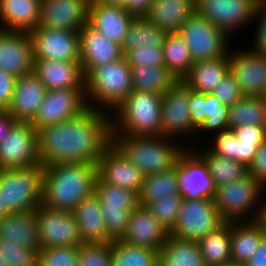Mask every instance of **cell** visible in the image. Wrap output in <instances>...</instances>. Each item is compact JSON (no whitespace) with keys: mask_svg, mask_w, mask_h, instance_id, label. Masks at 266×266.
Masks as SVG:
<instances>
[{"mask_svg":"<svg viewBox=\"0 0 266 266\" xmlns=\"http://www.w3.org/2000/svg\"><path fill=\"white\" fill-rule=\"evenodd\" d=\"M38 157L49 164H96L112 143L111 115L88 107L75 118L37 131Z\"/></svg>","mask_w":266,"mask_h":266,"instance_id":"1","label":"cell"},{"mask_svg":"<svg viewBox=\"0 0 266 266\" xmlns=\"http://www.w3.org/2000/svg\"><path fill=\"white\" fill-rule=\"evenodd\" d=\"M96 179V164L44 166L41 204L50 209L73 211L83 199L94 193Z\"/></svg>","mask_w":266,"mask_h":266,"instance_id":"2","label":"cell"},{"mask_svg":"<svg viewBox=\"0 0 266 266\" xmlns=\"http://www.w3.org/2000/svg\"><path fill=\"white\" fill-rule=\"evenodd\" d=\"M163 136L112 135V143L145 176L157 174L175 166L187 148L183 142ZM184 143V145H183Z\"/></svg>","mask_w":266,"mask_h":266,"instance_id":"3","label":"cell"},{"mask_svg":"<svg viewBox=\"0 0 266 266\" xmlns=\"http://www.w3.org/2000/svg\"><path fill=\"white\" fill-rule=\"evenodd\" d=\"M162 97L132 90L110 114L112 135L161 136Z\"/></svg>","mask_w":266,"mask_h":266,"instance_id":"4","label":"cell"},{"mask_svg":"<svg viewBox=\"0 0 266 266\" xmlns=\"http://www.w3.org/2000/svg\"><path fill=\"white\" fill-rule=\"evenodd\" d=\"M132 90L131 70L125 57L96 67L85 77L88 107L110 114Z\"/></svg>","mask_w":266,"mask_h":266,"instance_id":"5","label":"cell"},{"mask_svg":"<svg viewBox=\"0 0 266 266\" xmlns=\"http://www.w3.org/2000/svg\"><path fill=\"white\" fill-rule=\"evenodd\" d=\"M43 168L40 164L0 170V197L7 215L36 210L42 201Z\"/></svg>","mask_w":266,"mask_h":266,"instance_id":"6","label":"cell"},{"mask_svg":"<svg viewBox=\"0 0 266 266\" xmlns=\"http://www.w3.org/2000/svg\"><path fill=\"white\" fill-rule=\"evenodd\" d=\"M265 192L266 189L247 173L239 180L216 188L214 203L224 222L255 221Z\"/></svg>","mask_w":266,"mask_h":266,"instance_id":"7","label":"cell"},{"mask_svg":"<svg viewBox=\"0 0 266 266\" xmlns=\"http://www.w3.org/2000/svg\"><path fill=\"white\" fill-rule=\"evenodd\" d=\"M94 194L100 201L107 237L121 240L126 234L131 212L139 205L135 191L102 182L98 177Z\"/></svg>","mask_w":266,"mask_h":266,"instance_id":"8","label":"cell"},{"mask_svg":"<svg viewBox=\"0 0 266 266\" xmlns=\"http://www.w3.org/2000/svg\"><path fill=\"white\" fill-rule=\"evenodd\" d=\"M224 223L214 199H182L180 211L169 236L198 242Z\"/></svg>","mask_w":266,"mask_h":266,"instance_id":"9","label":"cell"},{"mask_svg":"<svg viewBox=\"0 0 266 266\" xmlns=\"http://www.w3.org/2000/svg\"><path fill=\"white\" fill-rule=\"evenodd\" d=\"M178 34L188 45L194 62L222 57L231 48L232 40L196 12L182 25Z\"/></svg>","mask_w":266,"mask_h":266,"instance_id":"10","label":"cell"},{"mask_svg":"<svg viewBox=\"0 0 266 266\" xmlns=\"http://www.w3.org/2000/svg\"><path fill=\"white\" fill-rule=\"evenodd\" d=\"M258 1L195 0L196 13L207 18L227 37L234 41L235 33L237 35L244 27L247 29L253 22Z\"/></svg>","mask_w":266,"mask_h":266,"instance_id":"11","label":"cell"},{"mask_svg":"<svg viewBox=\"0 0 266 266\" xmlns=\"http://www.w3.org/2000/svg\"><path fill=\"white\" fill-rule=\"evenodd\" d=\"M190 87L183 81L177 80L162 97L161 136L180 138L196 136V127L190 117Z\"/></svg>","mask_w":266,"mask_h":266,"instance_id":"12","label":"cell"},{"mask_svg":"<svg viewBox=\"0 0 266 266\" xmlns=\"http://www.w3.org/2000/svg\"><path fill=\"white\" fill-rule=\"evenodd\" d=\"M87 108L85 88L47 90L35 118L30 123L38 131L75 118Z\"/></svg>","mask_w":266,"mask_h":266,"instance_id":"13","label":"cell"},{"mask_svg":"<svg viewBox=\"0 0 266 266\" xmlns=\"http://www.w3.org/2000/svg\"><path fill=\"white\" fill-rule=\"evenodd\" d=\"M39 248L79 247L82 240L72 211L50 209L43 204L36 209Z\"/></svg>","mask_w":266,"mask_h":266,"instance_id":"14","label":"cell"},{"mask_svg":"<svg viewBox=\"0 0 266 266\" xmlns=\"http://www.w3.org/2000/svg\"><path fill=\"white\" fill-rule=\"evenodd\" d=\"M29 34L34 60L80 62L78 31L36 27Z\"/></svg>","mask_w":266,"mask_h":266,"instance_id":"15","label":"cell"},{"mask_svg":"<svg viewBox=\"0 0 266 266\" xmlns=\"http://www.w3.org/2000/svg\"><path fill=\"white\" fill-rule=\"evenodd\" d=\"M40 164L37 130L18 121L0 144V170Z\"/></svg>","mask_w":266,"mask_h":266,"instance_id":"16","label":"cell"},{"mask_svg":"<svg viewBox=\"0 0 266 266\" xmlns=\"http://www.w3.org/2000/svg\"><path fill=\"white\" fill-rule=\"evenodd\" d=\"M176 163L179 194L183 199H214L216 188L207 164L193 149L186 148Z\"/></svg>","mask_w":266,"mask_h":266,"instance_id":"17","label":"cell"},{"mask_svg":"<svg viewBox=\"0 0 266 266\" xmlns=\"http://www.w3.org/2000/svg\"><path fill=\"white\" fill-rule=\"evenodd\" d=\"M229 72L235 77L243 96H260L266 81V54L243 46L228 51Z\"/></svg>","mask_w":266,"mask_h":266,"instance_id":"18","label":"cell"},{"mask_svg":"<svg viewBox=\"0 0 266 266\" xmlns=\"http://www.w3.org/2000/svg\"><path fill=\"white\" fill-rule=\"evenodd\" d=\"M97 165V177L107 184L140 193L145 175L111 143Z\"/></svg>","mask_w":266,"mask_h":266,"instance_id":"19","label":"cell"},{"mask_svg":"<svg viewBox=\"0 0 266 266\" xmlns=\"http://www.w3.org/2000/svg\"><path fill=\"white\" fill-rule=\"evenodd\" d=\"M90 0H41L37 27L80 31L88 23Z\"/></svg>","mask_w":266,"mask_h":266,"instance_id":"20","label":"cell"},{"mask_svg":"<svg viewBox=\"0 0 266 266\" xmlns=\"http://www.w3.org/2000/svg\"><path fill=\"white\" fill-rule=\"evenodd\" d=\"M33 66L30 34L0 29V68L17 78L33 72Z\"/></svg>","mask_w":266,"mask_h":266,"instance_id":"21","label":"cell"},{"mask_svg":"<svg viewBox=\"0 0 266 266\" xmlns=\"http://www.w3.org/2000/svg\"><path fill=\"white\" fill-rule=\"evenodd\" d=\"M189 109L192 123L197 128L196 135L202 134L206 138L207 133L213 136L228 130V106L223 105L212 93L190 88Z\"/></svg>","mask_w":266,"mask_h":266,"instance_id":"22","label":"cell"},{"mask_svg":"<svg viewBox=\"0 0 266 266\" xmlns=\"http://www.w3.org/2000/svg\"><path fill=\"white\" fill-rule=\"evenodd\" d=\"M80 63L84 77L94 68L124 57L122 45L104 37L88 23L79 31Z\"/></svg>","mask_w":266,"mask_h":266,"instance_id":"23","label":"cell"},{"mask_svg":"<svg viewBox=\"0 0 266 266\" xmlns=\"http://www.w3.org/2000/svg\"><path fill=\"white\" fill-rule=\"evenodd\" d=\"M169 231L143 205H138L130 214L126 234L121 239L132 246L160 250L166 242Z\"/></svg>","mask_w":266,"mask_h":266,"instance_id":"24","label":"cell"},{"mask_svg":"<svg viewBox=\"0 0 266 266\" xmlns=\"http://www.w3.org/2000/svg\"><path fill=\"white\" fill-rule=\"evenodd\" d=\"M47 89L34 72L16 78L12 101L7 111L21 122H31L45 98Z\"/></svg>","mask_w":266,"mask_h":266,"instance_id":"25","label":"cell"},{"mask_svg":"<svg viewBox=\"0 0 266 266\" xmlns=\"http://www.w3.org/2000/svg\"><path fill=\"white\" fill-rule=\"evenodd\" d=\"M134 19L123 7L106 6L90 0L88 24L111 41L122 45Z\"/></svg>","mask_w":266,"mask_h":266,"instance_id":"26","label":"cell"},{"mask_svg":"<svg viewBox=\"0 0 266 266\" xmlns=\"http://www.w3.org/2000/svg\"><path fill=\"white\" fill-rule=\"evenodd\" d=\"M33 72L47 90L85 88L80 62L34 60Z\"/></svg>","mask_w":266,"mask_h":266,"instance_id":"27","label":"cell"},{"mask_svg":"<svg viewBox=\"0 0 266 266\" xmlns=\"http://www.w3.org/2000/svg\"><path fill=\"white\" fill-rule=\"evenodd\" d=\"M41 0H0V29L28 32L40 20Z\"/></svg>","mask_w":266,"mask_h":266,"instance_id":"28","label":"cell"},{"mask_svg":"<svg viewBox=\"0 0 266 266\" xmlns=\"http://www.w3.org/2000/svg\"><path fill=\"white\" fill-rule=\"evenodd\" d=\"M195 12V0H153L144 18L167 33H178Z\"/></svg>","mask_w":266,"mask_h":266,"instance_id":"29","label":"cell"},{"mask_svg":"<svg viewBox=\"0 0 266 266\" xmlns=\"http://www.w3.org/2000/svg\"><path fill=\"white\" fill-rule=\"evenodd\" d=\"M72 212L82 243L112 242L107 237L100 201L94 193L83 199Z\"/></svg>","mask_w":266,"mask_h":266,"instance_id":"30","label":"cell"},{"mask_svg":"<svg viewBox=\"0 0 266 266\" xmlns=\"http://www.w3.org/2000/svg\"><path fill=\"white\" fill-rule=\"evenodd\" d=\"M0 239L27 248H39L36 210L15 212L0 219Z\"/></svg>","mask_w":266,"mask_h":266,"instance_id":"31","label":"cell"},{"mask_svg":"<svg viewBox=\"0 0 266 266\" xmlns=\"http://www.w3.org/2000/svg\"><path fill=\"white\" fill-rule=\"evenodd\" d=\"M265 235L263 228L256 220L230 222L232 264L244 266Z\"/></svg>","mask_w":266,"mask_h":266,"instance_id":"32","label":"cell"},{"mask_svg":"<svg viewBox=\"0 0 266 266\" xmlns=\"http://www.w3.org/2000/svg\"><path fill=\"white\" fill-rule=\"evenodd\" d=\"M228 72L229 57L227 53L216 59L194 62L189 73L182 80L195 91L211 93Z\"/></svg>","mask_w":266,"mask_h":266,"instance_id":"33","label":"cell"},{"mask_svg":"<svg viewBox=\"0 0 266 266\" xmlns=\"http://www.w3.org/2000/svg\"><path fill=\"white\" fill-rule=\"evenodd\" d=\"M159 266H207L195 241L168 236L158 251Z\"/></svg>","mask_w":266,"mask_h":266,"instance_id":"34","label":"cell"},{"mask_svg":"<svg viewBox=\"0 0 266 266\" xmlns=\"http://www.w3.org/2000/svg\"><path fill=\"white\" fill-rule=\"evenodd\" d=\"M202 148L197 145H187L193 149L207 164L209 174L213 180L215 188L239 180L247 174V168L240 162L212 153L205 144ZM199 148V149H198Z\"/></svg>","mask_w":266,"mask_h":266,"instance_id":"35","label":"cell"},{"mask_svg":"<svg viewBox=\"0 0 266 266\" xmlns=\"http://www.w3.org/2000/svg\"><path fill=\"white\" fill-rule=\"evenodd\" d=\"M207 266L232 264L230 245V222H224L215 231L197 242Z\"/></svg>","mask_w":266,"mask_h":266,"instance_id":"36","label":"cell"},{"mask_svg":"<svg viewBox=\"0 0 266 266\" xmlns=\"http://www.w3.org/2000/svg\"><path fill=\"white\" fill-rule=\"evenodd\" d=\"M131 84L134 91L164 95L177 81L166 66H130Z\"/></svg>","mask_w":266,"mask_h":266,"instance_id":"37","label":"cell"},{"mask_svg":"<svg viewBox=\"0 0 266 266\" xmlns=\"http://www.w3.org/2000/svg\"><path fill=\"white\" fill-rule=\"evenodd\" d=\"M247 124L266 127V100L261 96H243L228 107V130Z\"/></svg>","mask_w":266,"mask_h":266,"instance_id":"38","label":"cell"},{"mask_svg":"<svg viewBox=\"0 0 266 266\" xmlns=\"http://www.w3.org/2000/svg\"><path fill=\"white\" fill-rule=\"evenodd\" d=\"M162 49L165 66L177 80H182L194 63L188 45L178 33H168Z\"/></svg>","mask_w":266,"mask_h":266,"instance_id":"39","label":"cell"},{"mask_svg":"<svg viewBox=\"0 0 266 266\" xmlns=\"http://www.w3.org/2000/svg\"><path fill=\"white\" fill-rule=\"evenodd\" d=\"M179 193L177 163L172 168L144 177L139 195V205L147 206L152 201Z\"/></svg>","mask_w":266,"mask_h":266,"instance_id":"40","label":"cell"},{"mask_svg":"<svg viewBox=\"0 0 266 266\" xmlns=\"http://www.w3.org/2000/svg\"><path fill=\"white\" fill-rule=\"evenodd\" d=\"M167 34L163 29L148 22L145 18H135L122 43L123 54L138 46L162 47Z\"/></svg>","mask_w":266,"mask_h":266,"instance_id":"41","label":"cell"},{"mask_svg":"<svg viewBox=\"0 0 266 266\" xmlns=\"http://www.w3.org/2000/svg\"><path fill=\"white\" fill-rule=\"evenodd\" d=\"M112 266H159L158 250L111 242Z\"/></svg>","mask_w":266,"mask_h":266,"instance_id":"42","label":"cell"},{"mask_svg":"<svg viewBox=\"0 0 266 266\" xmlns=\"http://www.w3.org/2000/svg\"><path fill=\"white\" fill-rule=\"evenodd\" d=\"M232 131L239 140L238 162L248 168L259 146L266 140V127L247 124L237 126Z\"/></svg>","mask_w":266,"mask_h":266,"instance_id":"43","label":"cell"},{"mask_svg":"<svg viewBox=\"0 0 266 266\" xmlns=\"http://www.w3.org/2000/svg\"><path fill=\"white\" fill-rule=\"evenodd\" d=\"M182 196L179 193L170 194L165 198L150 202L146 207L157 221L170 231L176 223Z\"/></svg>","mask_w":266,"mask_h":266,"instance_id":"44","label":"cell"},{"mask_svg":"<svg viewBox=\"0 0 266 266\" xmlns=\"http://www.w3.org/2000/svg\"><path fill=\"white\" fill-rule=\"evenodd\" d=\"M0 255L10 266H38L39 249L0 239Z\"/></svg>","mask_w":266,"mask_h":266,"instance_id":"45","label":"cell"},{"mask_svg":"<svg viewBox=\"0 0 266 266\" xmlns=\"http://www.w3.org/2000/svg\"><path fill=\"white\" fill-rule=\"evenodd\" d=\"M78 256L79 247L40 248L38 266H79Z\"/></svg>","mask_w":266,"mask_h":266,"instance_id":"46","label":"cell"},{"mask_svg":"<svg viewBox=\"0 0 266 266\" xmlns=\"http://www.w3.org/2000/svg\"><path fill=\"white\" fill-rule=\"evenodd\" d=\"M79 266H112L111 243H82Z\"/></svg>","mask_w":266,"mask_h":266,"instance_id":"47","label":"cell"},{"mask_svg":"<svg viewBox=\"0 0 266 266\" xmlns=\"http://www.w3.org/2000/svg\"><path fill=\"white\" fill-rule=\"evenodd\" d=\"M124 57L129 66H165L162 47L138 46L128 50Z\"/></svg>","mask_w":266,"mask_h":266,"instance_id":"48","label":"cell"},{"mask_svg":"<svg viewBox=\"0 0 266 266\" xmlns=\"http://www.w3.org/2000/svg\"><path fill=\"white\" fill-rule=\"evenodd\" d=\"M210 142H205L206 147L214 154L238 162V143L232 130L222 131L211 136Z\"/></svg>","mask_w":266,"mask_h":266,"instance_id":"49","label":"cell"},{"mask_svg":"<svg viewBox=\"0 0 266 266\" xmlns=\"http://www.w3.org/2000/svg\"><path fill=\"white\" fill-rule=\"evenodd\" d=\"M225 106H232L243 97L235 77L228 72L211 92Z\"/></svg>","mask_w":266,"mask_h":266,"instance_id":"50","label":"cell"},{"mask_svg":"<svg viewBox=\"0 0 266 266\" xmlns=\"http://www.w3.org/2000/svg\"><path fill=\"white\" fill-rule=\"evenodd\" d=\"M257 25L255 26L254 25ZM252 24L255 27L254 41L250 45L251 49L260 53L266 54V4L258 1L255 9L254 19Z\"/></svg>","mask_w":266,"mask_h":266,"instance_id":"51","label":"cell"},{"mask_svg":"<svg viewBox=\"0 0 266 266\" xmlns=\"http://www.w3.org/2000/svg\"><path fill=\"white\" fill-rule=\"evenodd\" d=\"M247 173L266 189V140L256 151L253 162L247 168Z\"/></svg>","mask_w":266,"mask_h":266,"instance_id":"52","label":"cell"},{"mask_svg":"<svg viewBox=\"0 0 266 266\" xmlns=\"http://www.w3.org/2000/svg\"><path fill=\"white\" fill-rule=\"evenodd\" d=\"M15 82L16 77L0 68V109L7 110L9 107L15 89Z\"/></svg>","mask_w":266,"mask_h":266,"instance_id":"53","label":"cell"},{"mask_svg":"<svg viewBox=\"0 0 266 266\" xmlns=\"http://www.w3.org/2000/svg\"><path fill=\"white\" fill-rule=\"evenodd\" d=\"M153 0H125V8L133 17L144 18Z\"/></svg>","mask_w":266,"mask_h":266,"instance_id":"54","label":"cell"},{"mask_svg":"<svg viewBox=\"0 0 266 266\" xmlns=\"http://www.w3.org/2000/svg\"><path fill=\"white\" fill-rule=\"evenodd\" d=\"M244 266H266V235L262 238L255 253Z\"/></svg>","mask_w":266,"mask_h":266,"instance_id":"55","label":"cell"},{"mask_svg":"<svg viewBox=\"0 0 266 266\" xmlns=\"http://www.w3.org/2000/svg\"><path fill=\"white\" fill-rule=\"evenodd\" d=\"M18 121L7 111H0V144Z\"/></svg>","mask_w":266,"mask_h":266,"instance_id":"56","label":"cell"},{"mask_svg":"<svg viewBox=\"0 0 266 266\" xmlns=\"http://www.w3.org/2000/svg\"><path fill=\"white\" fill-rule=\"evenodd\" d=\"M262 197L261 199V205H260V210H259V215L256 221L261 225L263 228V231L266 234V197Z\"/></svg>","mask_w":266,"mask_h":266,"instance_id":"57","label":"cell"},{"mask_svg":"<svg viewBox=\"0 0 266 266\" xmlns=\"http://www.w3.org/2000/svg\"><path fill=\"white\" fill-rule=\"evenodd\" d=\"M95 1L104 4L106 6L124 7L125 5V0H95Z\"/></svg>","mask_w":266,"mask_h":266,"instance_id":"58","label":"cell"},{"mask_svg":"<svg viewBox=\"0 0 266 266\" xmlns=\"http://www.w3.org/2000/svg\"><path fill=\"white\" fill-rule=\"evenodd\" d=\"M7 216V207H2V201L0 197V219Z\"/></svg>","mask_w":266,"mask_h":266,"instance_id":"59","label":"cell"},{"mask_svg":"<svg viewBox=\"0 0 266 266\" xmlns=\"http://www.w3.org/2000/svg\"><path fill=\"white\" fill-rule=\"evenodd\" d=\"M260 96L266 100V81Z\"/></svg>","mask_w":266,"mask_h":266,"instance_id":"60","label":"cell"},{"mask_svg":"<svg viewBox=\"0 0 266 266\" xmlns=\"http://www.w3.org/2000/svg\"><path fill=\"white\" fill-rule=\"evenodd\" d=\"M0 266H10L2 257V255H0Z\"/></svg>","mask_w":266,"mask_h":266,"instance_id":"61","label":"cell"},{"mask_svg":"<svg viewBox=\"0 0 266 266\" xmlns=\"http://www.w3.org/2000/svg\"><path fill=\"white\" fill-rule=\"evenodd\" d=\"M226 266H241V265L230 264V265H226Z\"/></svg>","mask_w":266,"mask_h":266,"instance_id":"62","label":"cell"},{"mask_svg":"<svg viewBox=\"0 0 266 266\" xmlns=\"http://www.w3.org/2000/svg\"><path fill=\"white\" fill-rule=\"evenodd\" d=\"M260 2H263V3H265L266 4V0H259Z\"/></svg>","mask_w":266,"mask_h":266,"instance_id":"63","label":"cell"}]
</instances>
